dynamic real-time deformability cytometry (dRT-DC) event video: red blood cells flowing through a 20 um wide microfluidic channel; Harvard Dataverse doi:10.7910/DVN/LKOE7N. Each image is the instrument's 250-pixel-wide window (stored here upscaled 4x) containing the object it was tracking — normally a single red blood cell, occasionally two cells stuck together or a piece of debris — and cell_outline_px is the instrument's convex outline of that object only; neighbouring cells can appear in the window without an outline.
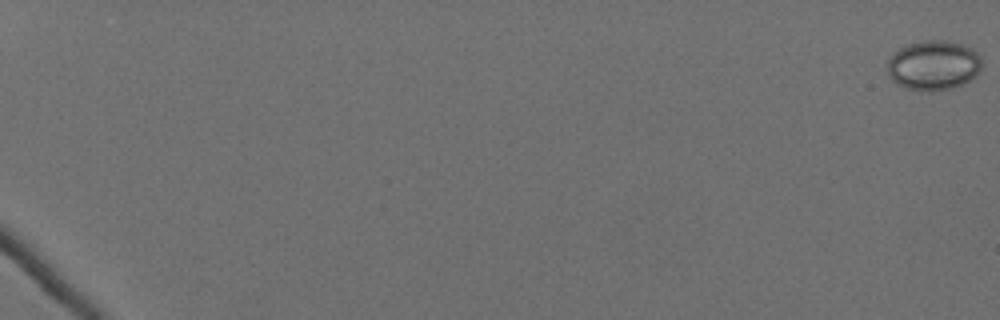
{"species": "Egyptian fruit bat (a non-hibernating species)", "species_latin": "Rousettus aegyptiacus", "temperature_condition": "cold", "stored_images_in_passage": 62, "camera_frame_rate_fps": 3000, "um_per_image_px": 0.085, "animal": {"sex": "female"}, "frame": {"image": 1, "passage_image": 1, "time_ms": 0.0, "image_size_px": [1000, 320], "cell_outline_px": [[980, 72], [968, 80], [960, 84], [948, 88], [928, 92], [908, 88], [896, 84], [892, 80], [888, 72], [888, 60], [900, 48], [908, 44], [924, 40], [944, 40], [960, 44], [972, 48], [980, 56]], "centroid_in_image_um": [79.33, 5.54], "position_along_channel_um": 5.7, "area_um2": 26.99}}
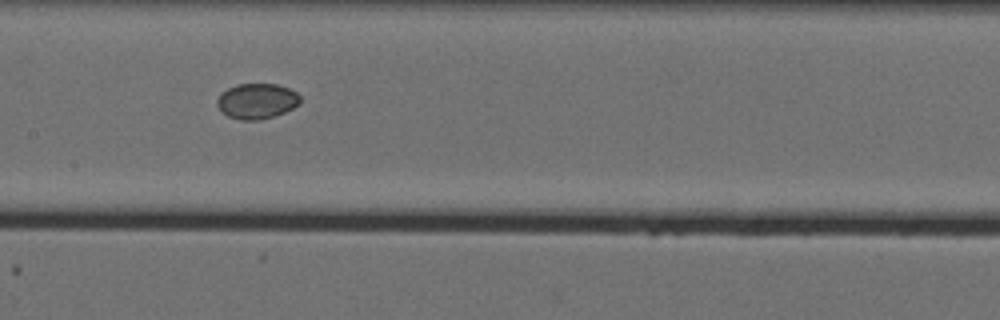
{"frame": {"image": 2, "passage_image": 36, "time_ms": 11.667, "image_size_px": [1000, 320], "cell_outline_px": [[300, 104], [284, 112], [272, 116], [256, 120], [240, 120], [228, 116], [216, 104], [216, 100], [220, 92], [236, 84], [276, 84], [288, 88], [296, 92], [300, 96]], "centroid_in_image_um": [21.81, 8.58], "position_along_channel_um": 185.6, "area_um2": 17.05}}
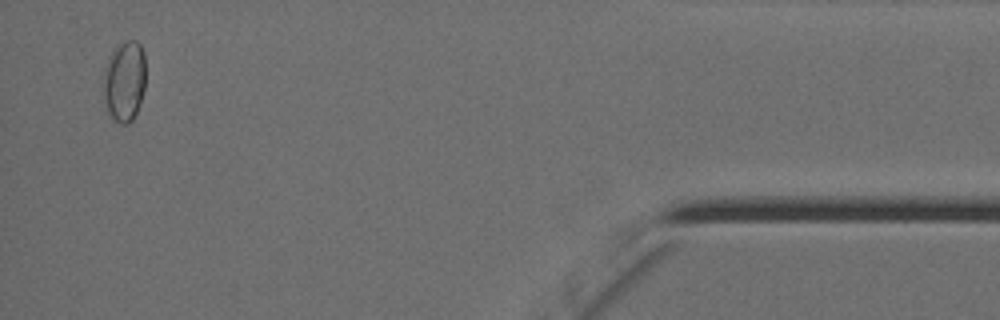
{"frame": {"image": 3, "passage_image": 61, "time_ms": 20.0, "image_size_px": [1000, 320], "cell_outline_px": [[144, 88], [140, 104], [132, 120], [128, 124], [120, 124], [112, 120], [104, 112], [104, 68], [112, 52], [124, 40], [136, 40], [140, 44], [144, 52]], "centroid_in_image_um": [10.55, 6.95], "position_along_channel_um": 424.6, "area_um2": 20.17}, "authors_computed_cell_mechanics": {"area_um2": 18.2648, "velocity_mm_per_s": 3.55, "shape_relaxation_time_tau1_ms": null, "shape_relaxation_time_tau2_ms": 4.2889, "deformation_change_tau1": null, "deformation_change_tau2": 0.0256}}